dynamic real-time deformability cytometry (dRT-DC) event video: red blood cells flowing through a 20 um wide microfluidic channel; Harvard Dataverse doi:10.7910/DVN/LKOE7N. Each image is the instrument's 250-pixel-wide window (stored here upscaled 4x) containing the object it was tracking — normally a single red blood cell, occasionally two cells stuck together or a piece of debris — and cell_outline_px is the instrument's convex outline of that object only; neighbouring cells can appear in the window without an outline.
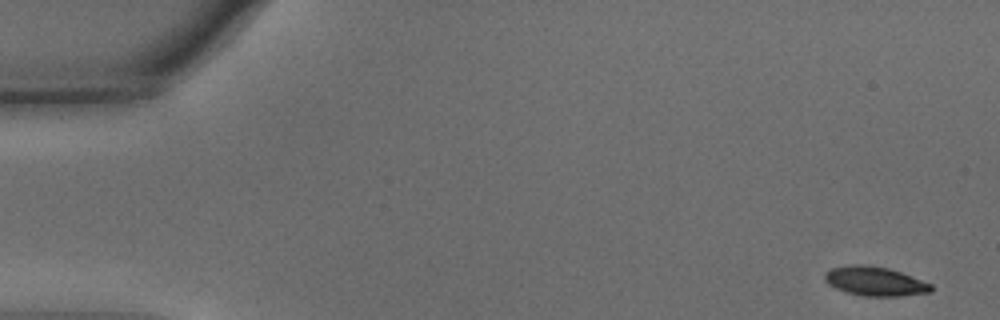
{"species": "common noctule bat (a hibernating species)", "species_latin": "Nyctalus noctula", "temperature_condition": "warm", "stored_images_in_passage": 15, "camera_frame_rate_fps": 3000, "um_per_image_px": 0.085, "animal": {"sex": "male", "body_mass_g": 15.6}, "frame": {"image": 1, "passage_image": 1, "time_ms": 0.0, "image_size_px": [1000, 320], "cell_outline_px": [[932, 292], [900, 296], [864, 296], [848, 292], [836, 288], [828, 284], [824, 280], [824, 272], [832, 268], [852, 264], [868, 264], [888, 268], [900, 272], [932, 284]], "centroid_in_image_um": [74.35, 23.9], "position_along_channel_um": 10.6, "area_um2": 18.09}}
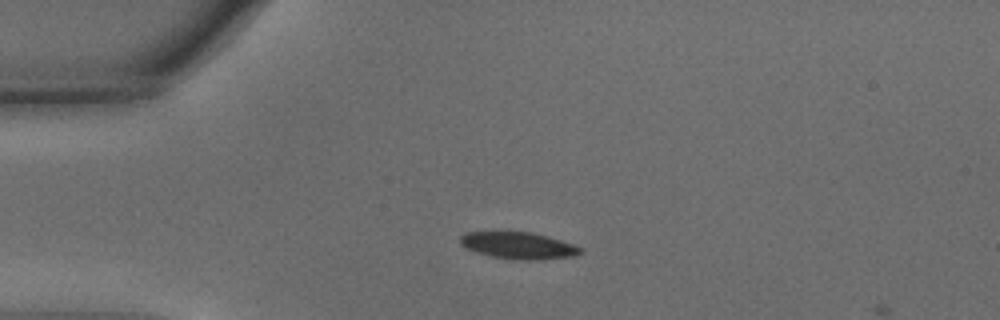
{"frame": {"image": 2, "passage_image": 12, "time_ms": 3.667, "image_size_px": [1000, 320], "cell_outline_px": [[584, 252], [572, 256], [536, 260], [512, 260], [492, 256], [476, 252], [460, 244], [460, 236], [464, 232], [496, 228], [508, 228], [532, 232], [548, 236], [572, 244], [580, 248]], "centroid_in_image_um": [43.95, 20.79], "position_along_channel_um": 41.0, "area_um2": 19.83}}